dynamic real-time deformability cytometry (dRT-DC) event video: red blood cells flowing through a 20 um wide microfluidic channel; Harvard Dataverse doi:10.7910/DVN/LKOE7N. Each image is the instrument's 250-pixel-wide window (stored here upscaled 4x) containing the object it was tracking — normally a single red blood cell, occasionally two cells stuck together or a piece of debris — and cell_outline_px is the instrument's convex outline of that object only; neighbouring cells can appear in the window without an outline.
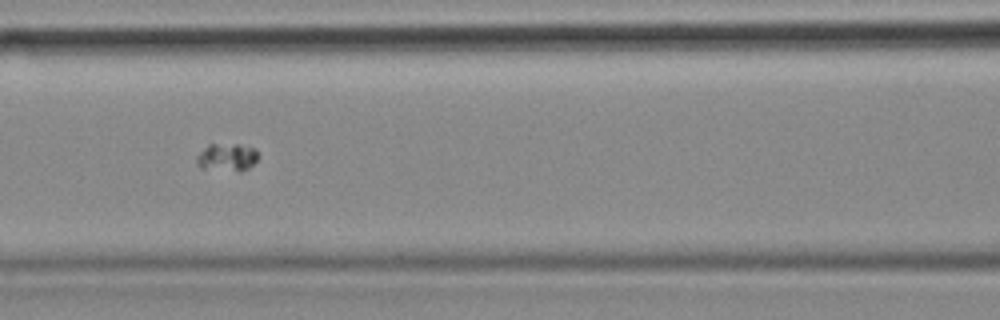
{"species": "common noctule bat (a hibernating species)", "species_latin": "Nyctalus noctula", "temperature_condition": "cold", "stored_images_in_passage": 57, "camera_frame_rate_fps": 3000, "um_per_image_px": 0.085, "animal": {"sex": "female", "body_mass_g": 18.4}, "frame": {"image": 1, "passage_image": 25, "time_ms": 8.0, "image_size_px": [1000, 320], "cell_outline_px": [[260, 156], [248, 168], [240, 172], [200, 168], [196, 164], [196, 156], [208, 144], [240, 144], [256, 148]], "centroid_in_image_um": [19.3, 13.37], "position_along_channel_um": 147.3, "area_um2": 10.23}}
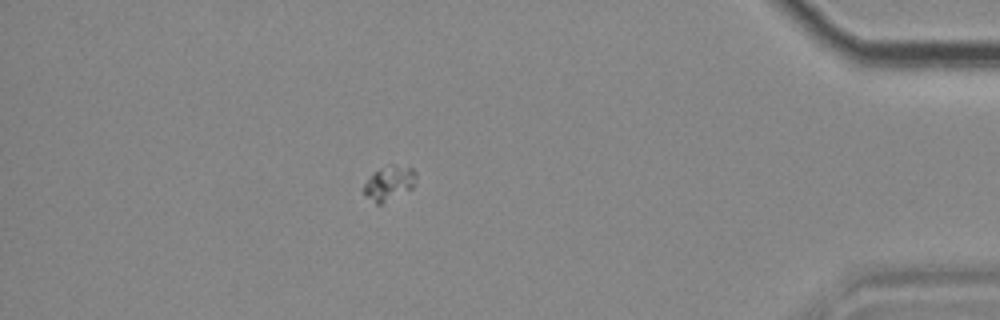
{"frame": {"image": 2, "passage_image": 50, "time_ms": 16.333, "image_size_px": [1000, 320], "cell_outline_px": [[416, 176], [412, 188], [380, 204], [376, 204], [364, 192], [364, 184], [372, 172], [380, 168], [392, 164], [412, 168], [416, 172]], "centroid_in_image_um": [33.07, 15.53], "position_along_channel_um": 402.1, "area_um2": 10.23}}